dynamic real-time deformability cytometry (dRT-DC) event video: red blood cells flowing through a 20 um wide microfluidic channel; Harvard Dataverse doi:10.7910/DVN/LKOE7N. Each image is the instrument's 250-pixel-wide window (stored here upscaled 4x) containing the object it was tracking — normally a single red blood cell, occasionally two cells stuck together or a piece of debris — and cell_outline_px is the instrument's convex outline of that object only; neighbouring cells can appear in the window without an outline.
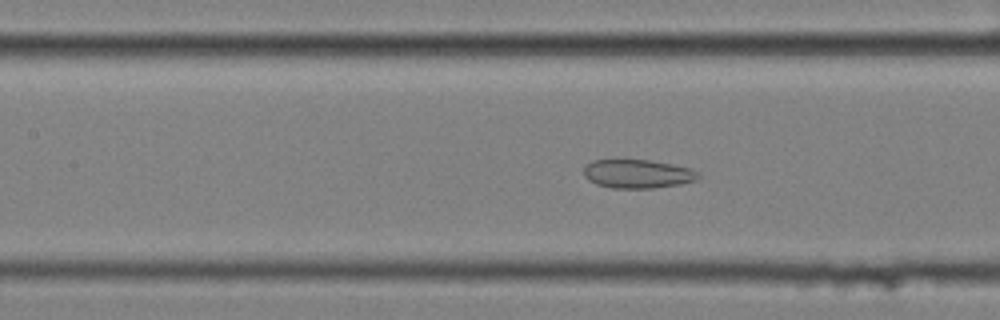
{"species": "common noctule bat (a hibernating species)", "species_latin": "Nyctalus noctula", "temperature_condition": "cold", "stored_images_in_passage": 46, "camera_frame_rate_fps": 3000, "um_per_image_px": 0.085, "animal": {"sex": "female", "body_mass_g": 25.1}, "frame": {"image": 1, "passage_image": 14, "time_ms": 4.333, "image_size_px": [1000, 320], "cell_outline_px": [[700, 176], [696, 180], [680, 184], [652, 188], [612, 188], [596, 184], [588, 180], [584, 176], [584, 168], [592, 160], [648, 160], [672, 164], [692, 168]], "centroid_in_image_um": [54.19, 14.78], "position_along_channel_um": 153.2, "area_um2": 19.07}}
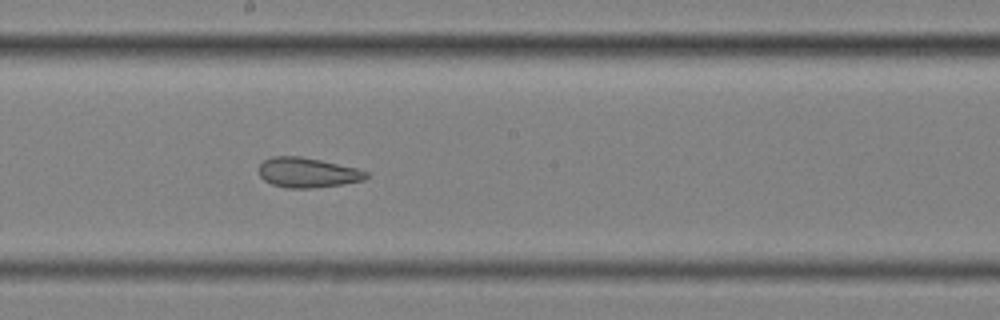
{"frame": {"image": 2, "passage_image": 20, "time_ms": 6.333, "image_size_px": [1000, 320], "cell_outline_px": [[368, 176], [364, 180], [340, 184], [312, 188], [288, 188], [272, 184], [264, 180], [260, 176], [260, 164], [264, 160], [272, 156], [300, 156], [320, 160], [356, 168], [368, 172]], "centroid_in_image_um": [26.12, 14.66], "position_along_channel_um": 222.1, "area_um2": 18.5}}
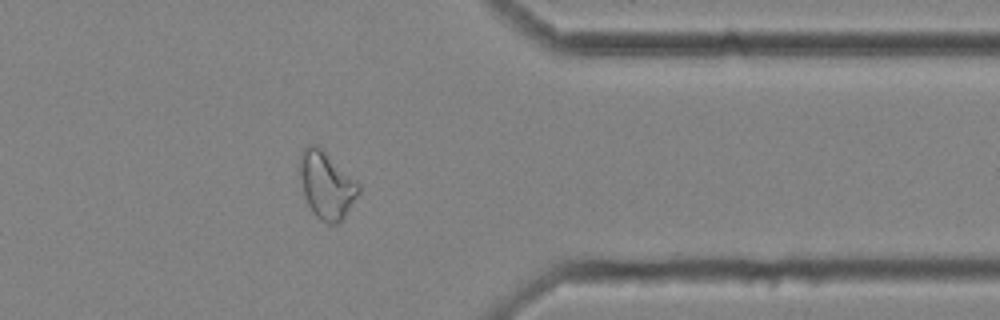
{"frame": {"image": 3, "passage_image": 35, "time_ms": 11.333, "image_size_px": [1000, 320], "cell_outline_px": [[360, 192], [344, 216], [336, 224], [328, 224], [320, 220], [312, 212], [304, 196], [300, 176], [300, 152], [308, 144], [316, 144], [356, 180], [360, 184]], "centroid_in_image_um": [27.74, 15.73], "position_along_channel_um": 383.7, "area_um2": 22.77}, "authors_computed_cell_mechanics": {"area_um2": 21.2704, "velocity_mm_per_s": 3.4493, "shape_relaxation_time_tau1_ms": null, "shape_relaxation_time_tau2_ms": 2.4887, "deformation_change_tau1": null, "deformation_change_tau2": 0.1032}}